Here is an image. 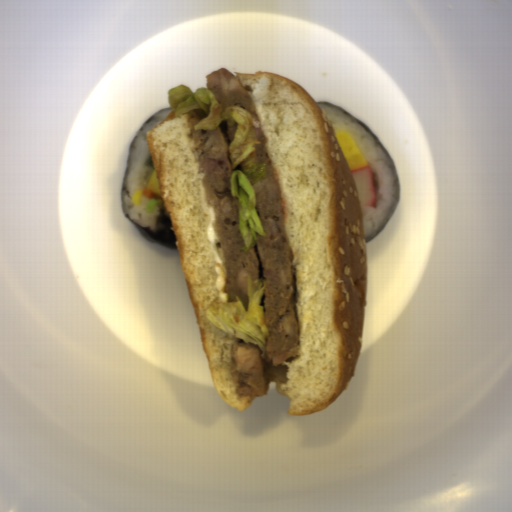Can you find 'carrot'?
Here are the masks:
<instances>
[{"instance_id":"b8716197","label":"carrot","mask_w":512,"mask_h":512,"mask_svg":"<svg viewBox=\"0 0 512 512\" xmlns=\"http://www.w3.org/2000/svg\"><path fill=\"white\" fill-rule=\"evenodd\" d=\"M143 196H145L149 200L162 198L161 195L155 193L154 191L150 190L149 188L145 189Z\"/></svg>"}]
</instances>
